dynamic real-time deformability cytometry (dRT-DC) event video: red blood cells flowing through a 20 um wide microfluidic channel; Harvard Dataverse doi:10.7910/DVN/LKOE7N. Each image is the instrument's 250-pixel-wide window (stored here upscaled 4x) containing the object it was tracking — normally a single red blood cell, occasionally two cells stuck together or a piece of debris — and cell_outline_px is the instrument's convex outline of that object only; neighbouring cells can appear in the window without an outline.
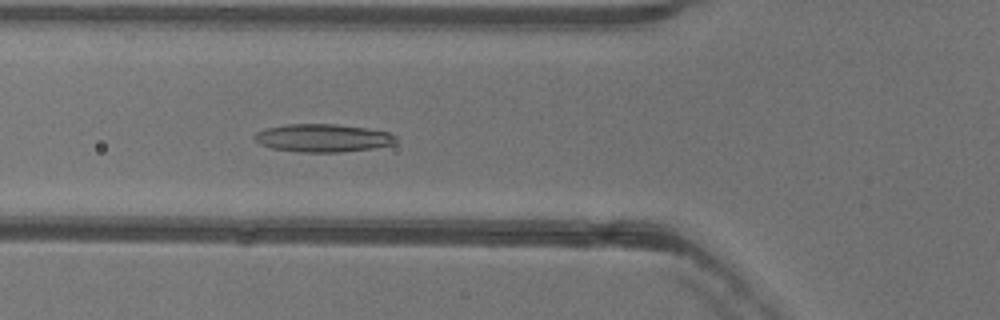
{"species": "common noctule bat (a hibernating species)", "species_latin": "Nyctalus noctula", "temperature_condition": "warm", "stored_images_in_passage": 51, "camera_frame_rate_fps": 3000, "um_per_image_px": 0.085, "animal": {"sex": "female"}, "frame": {"image": 1, "passage_image": 18, "time_ms": 5.667, "image_size_px": [1000, 320], "cell_outline_px": [[396, 144], [372, 148], [340, 152], [300, 152], [272, 148], [260, 144], [252, 136], [256, 132], [264, 128], [288, 124], [336, 124], [368, 128], [388, 132], [396, 136]], "centroid_in_image_um": [27.44, 11.72], "position_along_channel_um": 98.4, "area_um2": 23.12}}
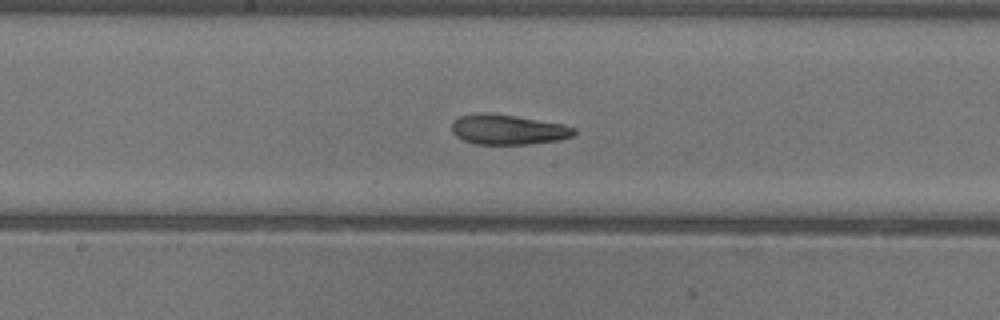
{"frame": {"image": 2, "passage_image": 26, "time_ms": 8.333, "image_size_px": [1000, 320], "cell_outline_px": [[576, 136], [560, 140], [528, 144], [476, 144], [464, 140], [456, 136], [452, 132], [452, 124], [460, 116], [516, 116], [564, 124], [576, 128]], "centroid_in_image_um": [43.31, 11.07], "position_along_channel_um": 204.9, "area_um2": 20.63}}
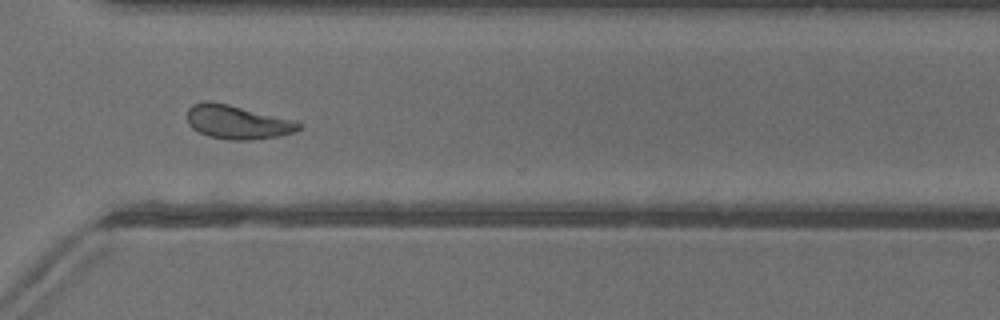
{"frame": {"image": 3, "passage_image": 37, "time_ms": 12.0, "image_size_px": [1000, 320], "cell_outline_px": [[300, 128], [292, 132], [280, 136], [252, 140], [228, 140], [208, 136], [192, 128], [188, 124], [188, 108], [192, 104], [204, 100], [212, 100], [296, 120], [300, 124]], "centroid_in_image_um": [20.15, 10.36], "position_along_channel_um": 350.4, "area_um2": 22.2}, "authors_computed_cell_mechanics": {"area_um2": 22.1952, "velocity_mm_per_s": 3.9733, "shape_relaxation_time_tau1_ms": null, "shape_relaxation_time_tau2_ms": 3.0794, "deformation_change_tau1": null, "deformation_change_tau2": 0.1124}}